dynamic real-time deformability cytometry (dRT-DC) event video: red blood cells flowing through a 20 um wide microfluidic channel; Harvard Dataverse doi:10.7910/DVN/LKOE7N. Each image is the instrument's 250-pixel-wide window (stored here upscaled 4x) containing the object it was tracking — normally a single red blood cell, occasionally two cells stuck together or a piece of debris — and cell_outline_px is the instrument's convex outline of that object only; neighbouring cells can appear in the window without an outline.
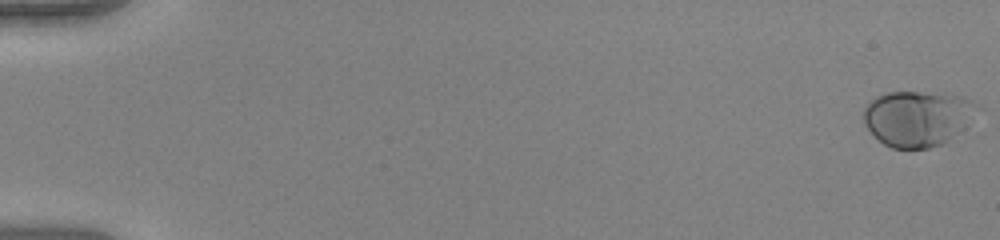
{"species": "human", "species_latin": "Homo sapiens", "temperature_condition": "warm", "stored_images_in_passage": 53, "camera_frame_rate_fps": 3000, "um_per_image_px": 0.085, "donor": {"sex": "female"}, "frame": {"image": 1, "passage_image": 1, "time_ms": 0.0, "image_size_px": [1000, 240], "cell_outline_px": [[984, 108], [944, 144], [928, 148], [892, 148], [884, 144], [864, 124], [864, 108], [876, 96], [888, 92], [944, 92], [964, 96], [980, 104]], "centroid_in_image_um": [78.07, 10.02], "position_along_channel_um": 6.9, "area_um2": 37.17}}
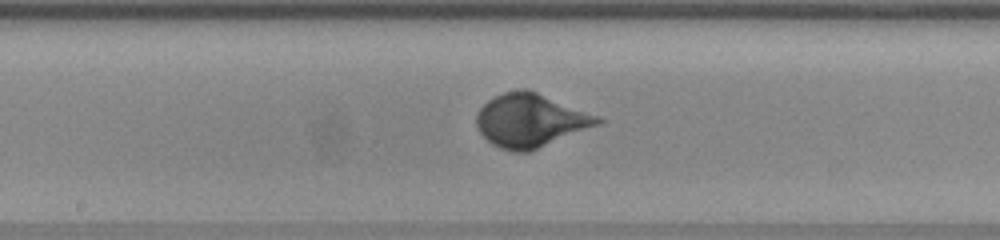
{"frame": {"image": 2, "passage_image": 30, "time_ms": 9.667, "image_size_px": [1000, 240], "cell_outline_px": [[604, 120], [600, 124], [528, 152], [512, 152], [500, 148], [492, 144], [480, 132], [476, 124], [476, 116], [480, 108], [488, 100], [504, 92], [524, 88], [528, 88], [600, 116]], "centroid_in_image_um": [45.1, 10.23], "position_along_channel_um": 203.1, "area_um2": 37.63}}
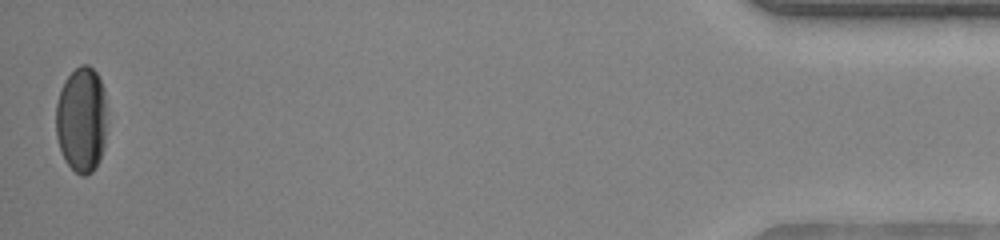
{"frame": {"image": 3, "passage_image": 53, "time_ms": 17.333, "image_size_px": [1000, 240], "cell_outline_px": [[104, 148], [100, 160], [92, 172], [84, 176], [80, 176], [64, 160], [56, 136], [56, 104], [64, 80], [80, 64], [88, 64], [96, 72], [100, 80], [104, 92]], "centroid_in_image_um": [6.9, 10.18], "position_along_channel_um": 428.3, "area_um2": 31.21}}